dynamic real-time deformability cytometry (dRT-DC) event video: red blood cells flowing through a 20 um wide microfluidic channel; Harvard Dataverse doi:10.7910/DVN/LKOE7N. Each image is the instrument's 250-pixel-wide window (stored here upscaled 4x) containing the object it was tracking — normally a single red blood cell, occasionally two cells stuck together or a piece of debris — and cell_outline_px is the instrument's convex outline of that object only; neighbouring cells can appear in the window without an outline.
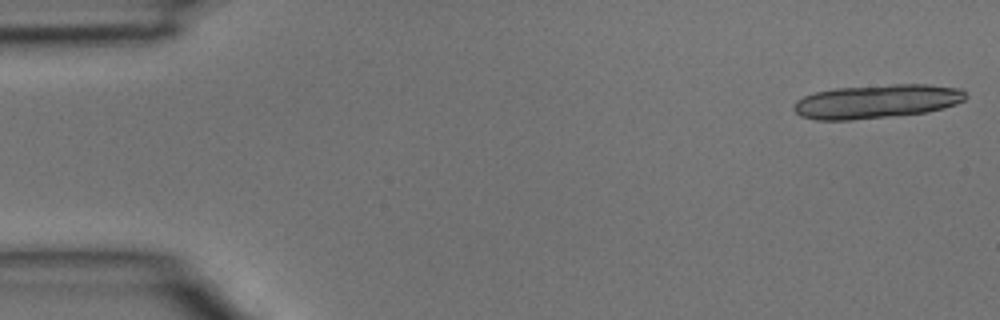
{"species": "common noctule bat (a hibernating species)", "species_latin": "Nyctalus noctula", "temperature_condition": "room temperature", "stored_images_in_passage": 4, "camera_frame_rate_fps": 3000, "um_per_image_px": 0.085, "animal": {"sex": "male", "body_mass_g": 15.6}, "frame": {"image": 1, "passage_image": 1, "time_ms": 0.0, "image_size_px": [1000, 320], "cell_outline_px": [[968, 96], [964, 100], [956, 104], [944, 108], [928, 112], [852, 120], [816, 120], [800, 116], [792, 108], [796, 100], [804, 96], [816, 92], [836, 88], [892, 84], [928, 84], [960, 88]], "centroid_in_image_um": [74.53, 8.62], "position_along_channel_um": 10.5, "area_um2": 33.99}}
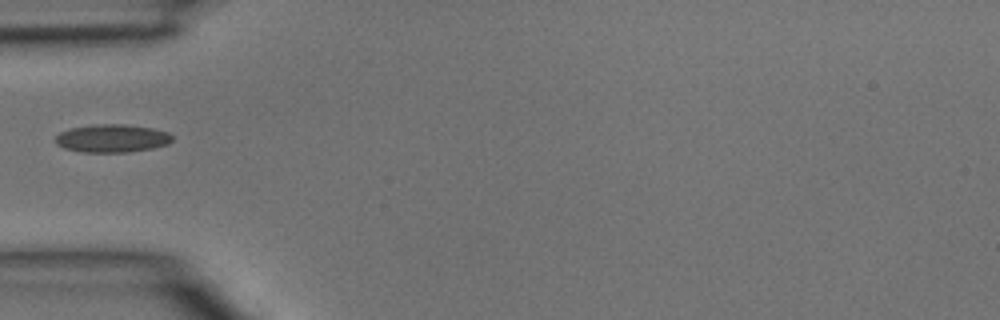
{"frame": {"image": 2, "passage_image": 4, "time_ms": 1.0, "image_size_px": [1000, 320], "cell_outline_px": [[172, 140], [168, 144], [152, 148], [128, 152], [84, 152], [64, 148], [56, 144], [56, 136], [60, 132], [72, 128], [100, 124], [124, 124], [152, 128], [168, 132], [172, 136]], "centroid_in_image_um": [9.54, 11.76], "position_along_channel_um": 75.5, "area_um2": 18.9}}